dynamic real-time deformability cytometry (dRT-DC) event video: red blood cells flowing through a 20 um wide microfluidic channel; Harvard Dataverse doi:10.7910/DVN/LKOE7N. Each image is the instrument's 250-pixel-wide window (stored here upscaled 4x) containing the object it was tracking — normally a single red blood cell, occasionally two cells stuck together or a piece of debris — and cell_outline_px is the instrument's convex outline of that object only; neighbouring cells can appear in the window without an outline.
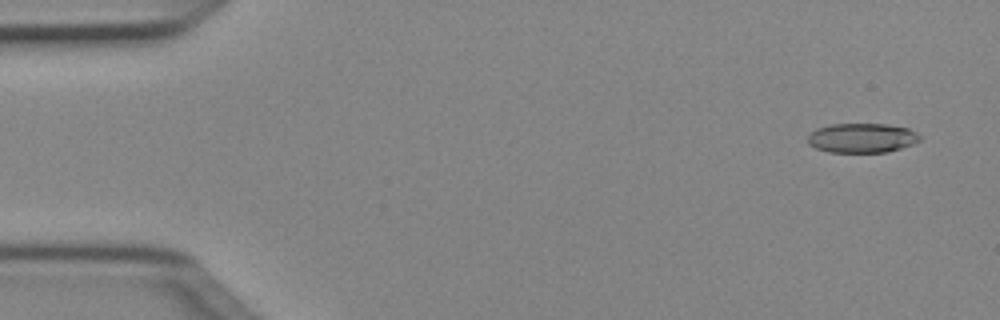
{"species": "Egyptian fruit bat (a non-hibernating species)", "species_latin": "Rousettus aegyptiacus", "temperature_condition": "cold", "stored_images_in_passage": 50, "camera_frame_rate_fps": 3000, "um_per_image_px": 0.085, "animal": {"sex": "female"}, "frame": {"image": 1, "passage_image": 3, "time_ms": 0.667, "image_size_px": [1000, 320], "cell_outline_px": [[920, 140], [912, 144], [888, 152], [828, 152], [816, 148], [808, 144], [808, 136], [816, 128], [832, 124], [888, 124], [908, 128], [916, 132], [920, 136]], "centroid_in_image_um": [73.26, 11.72], "position_along_channel_um": 11.7, "area_um2": 19.25}}
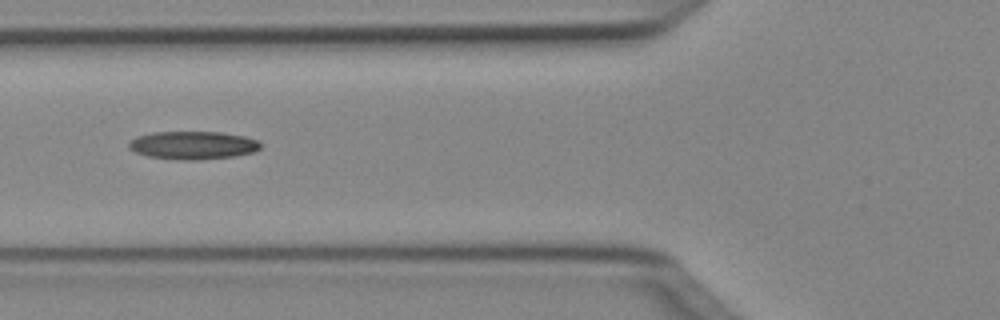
{"frame": {"image": 2, "passage_image": 19, "time_ms": 6.0, "image_size_px": [1000, 320], "cell_outline_px": [[260, 148], [252, 152], [236, 156], [200, 160], [184, 160], [148, 156], [136, 152], [128, 148], [128, 144], [136, 136], [152, 132], [220, 132], [244, 136], [256, 140], [260, 144]], "centroid_in_image_um": [16.38, 12.34], "position_along_channel_um": 109.4, "area_um2": 21.44}}
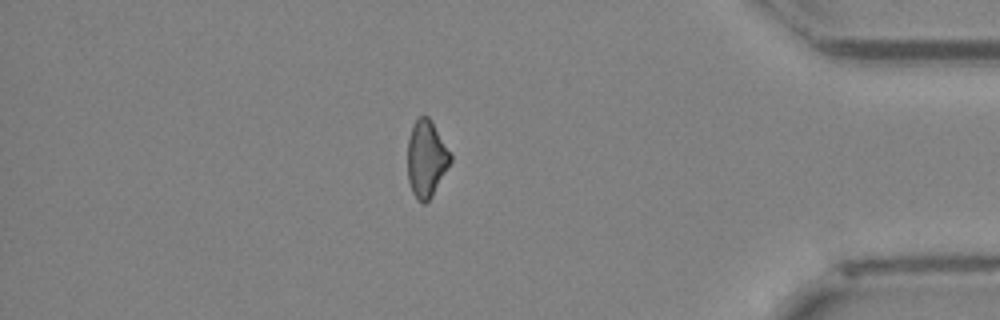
{"frame": {"image": 3, "passage_image": 43, "time_ms": 14.0, "image_size_px": [1000, 320], "cell_outline_px": [[452, 160], [432, 196], [424, 204], [416, 200], [412, 192], [408, 180], [408, 140], [412, 124], [420, 116], [428, 116], [432, 120], [452, 156]], "centroid_in_image_um": [36.23, 13.49], "position_along_channel_um": 399.0, "area_um2": 19.19}, "authors_computed_cell_mechanics": {"area_um2": 20.3456, "velocity_mm_per_s": 4.0621, "shape_relaxation_time_tau1_ms": 4.9649, "shape_relaxation_time_tau2_ms": null, "deformation_change_tau1": 0.146, "deformation_change_tau2": null}}